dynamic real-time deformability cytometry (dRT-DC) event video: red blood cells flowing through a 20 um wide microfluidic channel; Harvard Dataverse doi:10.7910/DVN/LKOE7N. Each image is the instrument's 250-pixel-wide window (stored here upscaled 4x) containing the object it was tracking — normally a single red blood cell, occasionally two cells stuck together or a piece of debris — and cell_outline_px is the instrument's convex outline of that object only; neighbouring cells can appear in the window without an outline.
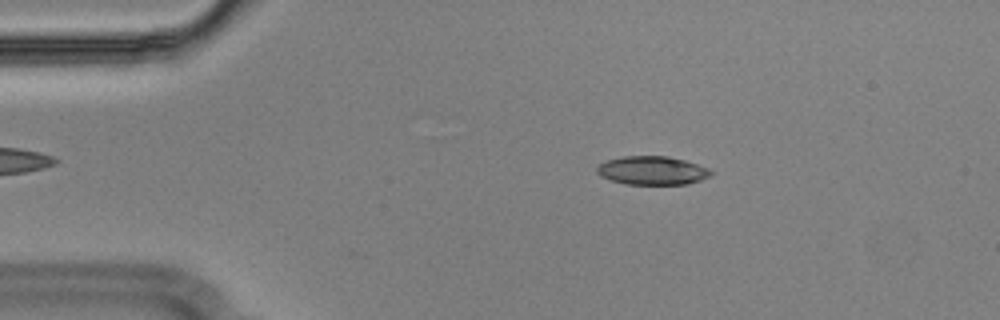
{"species": "Egyptian fruit bat (a non-hibernating species)", "species_latin": "Rousettus aegyptiacus", "temperature_condition": "cold", "stored_images_in_passage": 55, "camera_frame_rate_fps": 3000, "um_per_image_px": 0.085, "animal": {"sex": "male"}, "frame": {"image": 1, "passage_image": 10, "time_ms": 3.0, "image_size_px": [1000, 320], "cell_outline_px": [[712, 176], [688, 184], [624, 184], [600, 176], [596, 172], [596, 168], [600, 164], [608, 160], [624, 156], [668, 156], [684, 160], [708, 168], [712, 172]], "centroid_in_image_um": [55.44, 14.5], "position_along_channel_um": 29.6, "area_um2": 18.9}}
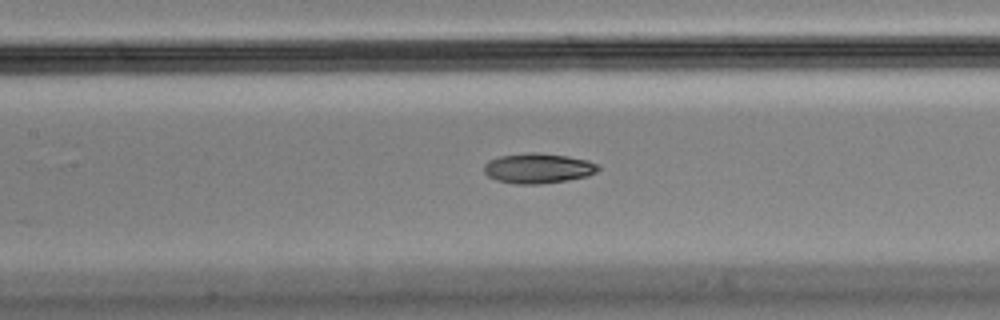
{"frame": {"image": 2, "passage_image": 25, "time_ms": 8.0, "image_size_px": [1000, 320], "cell_outline_px": [[600, 168], [596, 172], [588, 176], [568, 180], [540, 184], [516, 184], [496, 180], [488, 176], [484, 172], [484, 164], [488, 160], [500, 156], [528, 152], [536, 152], [568, 156], [588, 160], [596, 164]], "centroid_in_image_um": [45.72, 14.3], "position_along_channel_um": 161.7, "area_um2": 20.11}}
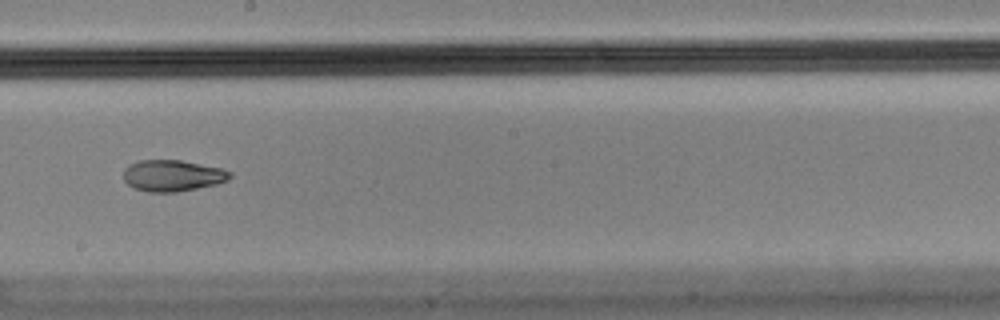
{"frame": {"image": 3, "passage_image": 31, "time_ms": 10.0, "image_size_px": [1000, 320], "cell_outline_px": [[232, 176], [228, 180], [216, 184], [176, 192], [148, 192], [136, 188], [128, 184], [124, 180], [124, 168], [128, 164], [140, 160], [180, 160], [224, 168], [232, 172]], "centroid_in_image_um": [14.69, 14.91], "position_along_channel_um": 233.5, "area_um2": 19.54}, "authors_computed_cell_mechanics": {"area_um2": 19.5942, "velocity_mm_per_s": 3.6069, "shape_relaxation_time_tau1_ms": null, "shape_relaxation_time_tau2_ms": 2.8681, "deformation_change_tau1": null, "deformation_change_tau2": 0.0885}}